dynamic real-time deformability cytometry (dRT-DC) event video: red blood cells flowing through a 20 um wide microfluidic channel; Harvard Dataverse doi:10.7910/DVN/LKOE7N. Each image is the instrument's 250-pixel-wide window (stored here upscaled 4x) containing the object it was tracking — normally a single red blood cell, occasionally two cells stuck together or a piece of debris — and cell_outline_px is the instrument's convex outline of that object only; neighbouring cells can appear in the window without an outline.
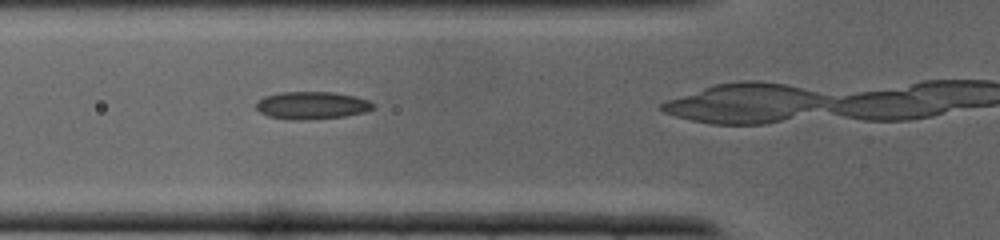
{"species": "common noctule bat (a hibernating species)", "species_latin": "Nyctalus noctula", "temperature_condition": "cold", "stored_images_in_passage": 9, "camera_frame_rate_fps": 3000, "um_per_image_px": 0.085, "animal": {"sex": "male", "body_mass_g": 19.0, "forearm_length_mm": 50.8}, "frame": {"image": 1, "passage_image": 6, "time_ms": 1.667, "image_size_px": [1000, 240], "cell_outline_px": [[376, 108], [364, 112], [344, 116], [296, 120], [268, 116], [260, 112], [256, 108], [256, 104], [264, 96], [284, 92], [332, 92], [356, 96], [368, 100], [376, 104]], "centroid_in_image_um": [26.55, 8.95], "position_along_channel_um": 99.2, "area_um2": 18.61}}